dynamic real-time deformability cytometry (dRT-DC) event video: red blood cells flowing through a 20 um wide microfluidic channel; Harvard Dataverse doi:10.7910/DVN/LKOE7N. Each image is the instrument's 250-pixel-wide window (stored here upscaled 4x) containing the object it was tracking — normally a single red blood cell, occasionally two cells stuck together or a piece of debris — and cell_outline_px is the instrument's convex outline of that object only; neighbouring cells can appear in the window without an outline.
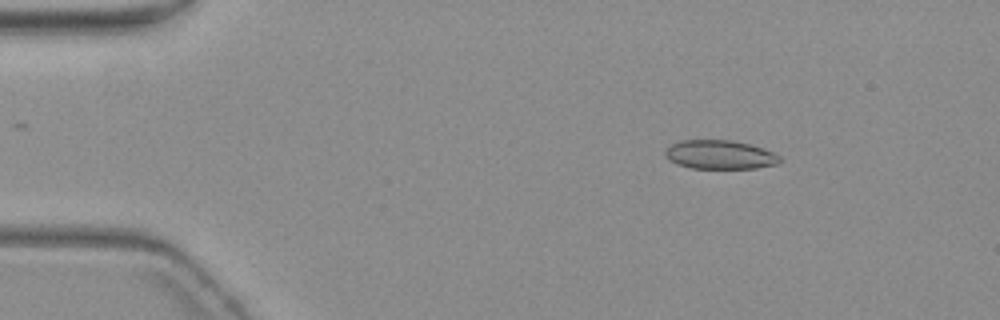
{"species": "common noctule bat (a hibernating species)", "species_latin": "Nyctalus noctula", "temperature_condition": "warm", "stored_images_in_passage": 6, "camera_frame_rate_fps": 3000, "um_per_image_px": 0.085, "animal": {"sex": "female", "body_mass_g": 19.3, "forearm_length_mm": 54.1}, "frame": {"image": 1, "passage_image": 3, "time_ms": 2.333, "image_size_px": [1000, 320], "cell_outline_px": [[784, 160], [780, 164], [756, 168], [692, 168], [676, 164], [668, 160], [664, 156], [664, 148], [680, 140], [732, 140], [764, 148], [780, 156]], "centroid_in_image_um": [61.19, 13.15], "position_along_channel_um": 23.8, "area_um2": 19.59}}
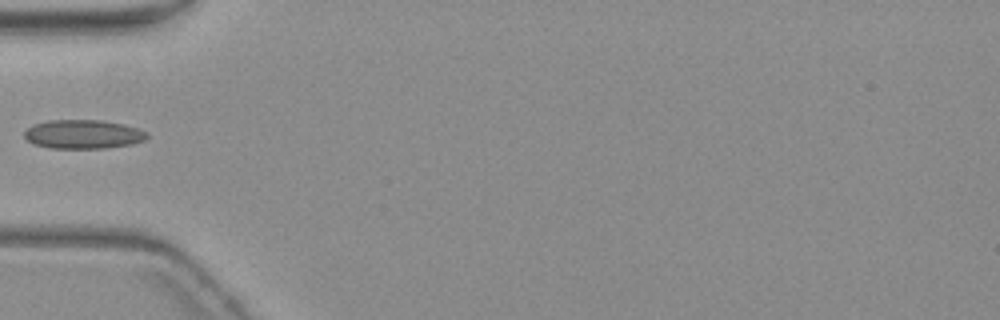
{"frame": {"image": 2, "passage_image": 6, "time_ms": 6.0, "image_size_px": [1000, 320], "cell_outline_px": [[148, 136], [144, 140], [132, 144], [104, 148], [48, 148], [36, 144], [28, 140], [24, 136], [24, 132], [32, 124], [48, 120], [100, 120], [124, 124], [148, 132]], "centroid_in_image_um": [7.06, 11.4], "position_along_channel_um": 77.9, "area_um2": 20.63}}